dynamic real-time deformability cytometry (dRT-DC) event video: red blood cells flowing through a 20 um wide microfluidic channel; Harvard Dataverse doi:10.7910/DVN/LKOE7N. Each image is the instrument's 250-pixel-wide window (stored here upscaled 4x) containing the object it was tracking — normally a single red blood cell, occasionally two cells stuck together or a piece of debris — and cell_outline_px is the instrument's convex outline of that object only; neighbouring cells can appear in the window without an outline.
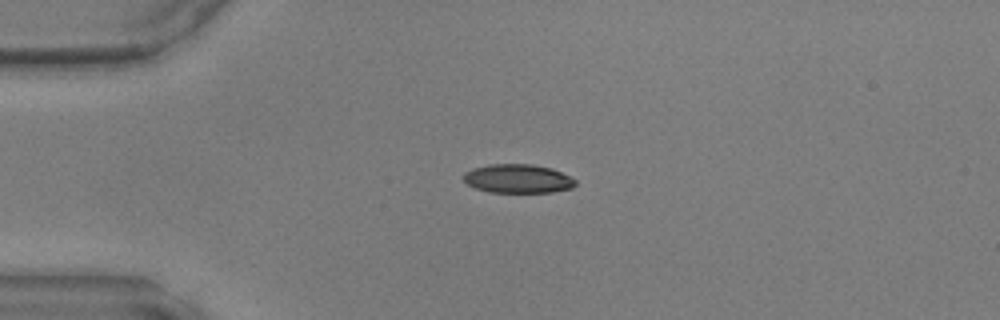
{"species": "common noctule bat (a hibernating species)", "species_latin": "Nyctalus noctula", "temperature_condition": "warm", "stored_images_in_passage": 37, "camera_frame_rate_fps": 3000, "um_per_image_px": 0.085, "animal": {"sex": "male", "body_mass_g": 17.9, "forearm_length_mm": 54.2}, "frame": {"image": 1, "passage_image": 1, "time_ms": 0.0, "image_size_px": [1000, 320], "cell_outline_px": [[576, 184], [572, 188], [552, 192], [488, 192], [476, 188], [468, 184], [464, 180], [464, 172], [472, 168], [488, 164], [532, 164], [552, 168], [576, 180]], "centroid_in_image_um": [44.01, 15.18], "position_along_channel_um": 41.0, "area_um2": 18.79}}
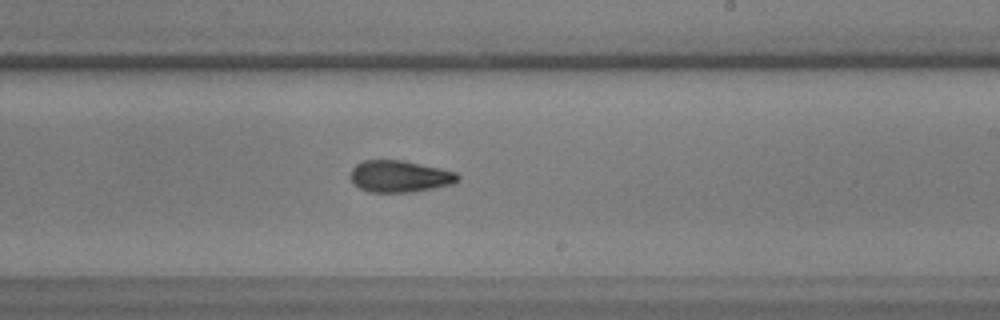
{"frame": {"image": 2, "passage_image": 18, "time_ms": 5.667, "image_size_px": [1000, 320], "cell_outline_px": [[460, 176], [452, 184], [432, 188], [408, 192], [368, 192], [360, 188], [352, 180], [352, 168], [356, 164], [364, 160], [400, 160], [440, 168], [456, 172]], "centroid_in_image_um": [33.97, 14.98], "position_along_channel_um": 255.0, "area_um2": 19.48}}
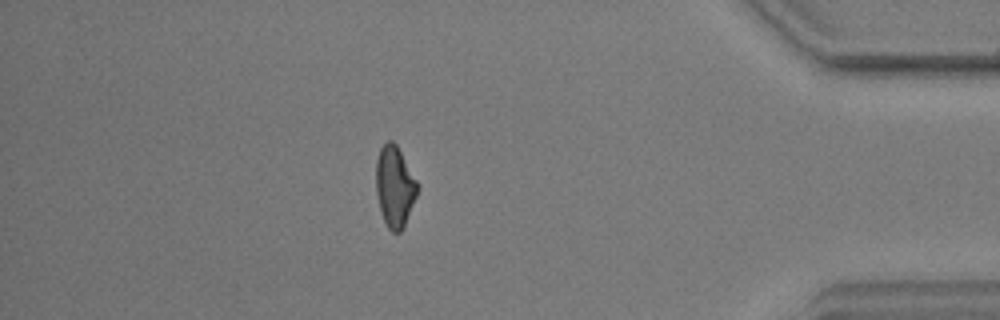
{"frame": {"image": 3, "passage_image": 31, "time_ms": 10.0, "image_size_px": [1000, 320], "cell_outline_px": [[420, 188], [404, 228], [400, 232], [392, 232], [388, 228], [384, 220], [380, 208], [376, 192], [376, 160], [380, 148], [388, 140], [392, 140], [396, 144], [416, 180]], "centroid_in_image_um": [33.56, 15.87], "position_along_channel_um": 401.6, "area_um2": 19.54}}